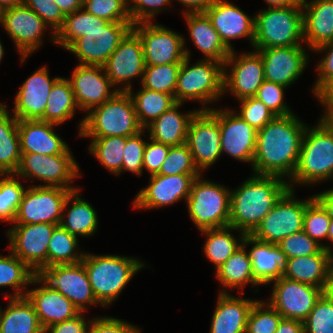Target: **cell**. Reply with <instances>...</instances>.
I'll list each match as a JSON object with an SVG mask.
<instances>
[{
	"instance_id": "2",
	"label": "cell",
	"mask_w": 333,
	"mask_h": 333,
	"mask_svg": "<svg viewBox=\"0 0 333 333\" xmlns=\"http://www.w3.org/2000/svg\"><path fill=\"white\" fill-rule=\"evenodd\" d=\"M306 127L293 113L276 116L258 130L252 162L255 174L290 179L298 163Z\"/></svg>"
},
{
	"instance_id": "17",
	"label": "cell",
	"mask_w": 333,
	"mask_h": 333,
	"mask_svg": "<svg viewBox=\"0 0 333 333\" xmlns=\"http://www.w3.org/2000/svg\"><path fill=\"white\" fill-rule=\"evenodd\" d=\"M272 282L269 304L286 319L304 321L324 293L321 288L283 276Z\"/></svg>"
},
{
	"instance_id": "21",
	"label": "cell",
	"mask_w": 333,
	"mask_h": 333,
	"mask_svg": "<svg viewBox=\"0 0 333 333\" xmlns=\"http://www.w3.org/2000/svg\"><path fill=\"white\" fill-rule=\"evenodd\" d=\"M201 174L150 175V183L136 195L134 208L153 209L177 203L189 197L191 186Z\"/></svg>"
},
{
	"instance_id": "25",
	"label": "cell",
	"mask_w": 333,
	"mask_h": 333,
	"mask_svg": "<svg viewBox=\"0 0 333 333\" xmlns=\"http://www.w3.org/2000/svg\"><path fill=\"white\" fill-rule=\"evenodd\" d=\"M60 77L50 79L48 69L42 67L35 71L21 85L16 94L13 116L19 120H41L54 83Z\"/></svg>"
},
{
	"instance_id": "28",
	"label": "cell",
	"mask_w": 333,
	"mask_h": 333,
	"mask_svg": "<svg viewBox=\"0 0 333 333\" xmlns=\"http://www.w3.org/2000/svg\"><path fill=\"white\" fill-rule=\"evenodd\" d=\"M332 252L322 248L318 253L287 260L283 277L313 285L324 292L332 286Z\"/></svg>"
},
{
	"instance_id": "59",
	"label": "cell",
	"mask_w": 333,
	"mask_h": 333,
	"mask_svg": "<svg viewBox=\"0 0 333 333\" xmlns=\"http://www.w3.org/2000/svg\"><path fill=\"white\" fill-rule=\"evenodd\" d=\"M150 143H146L143 157V168L150 172V175L157 174L167 158L170 146L155 142L150 139Z\"/></svg>"
},
{
	"instance_id": "56",
	"label": "cell",
	"mask_w": 333,
	"mask_h": 333,
	"mask_svg": "<svg viewBox=\"0 0 333 333\" xmlns=\"http://www.w3.org/2000/svg\"><path fill=\"white\" fill-rule=\"evenodd\" d=\"M141 134H143V131L136 135L126 137L122 171L124 169L137 175L143 173V157L147 142L143 141Z\"/></svg>"
},
{
	"instance_id": "3",
	"label": "cell",
	"mask_w": 333,
	"mask_h": 333,
	"mask_svg": "<svg viewBox=\"0 0 333 333\" xmlns=\"http://www.w3.org/2000/svg\"><path fill=\"white\" fill-rule=\"evenodd\" d=\"M284 178L257 175L231 190L229 226L241 234L251 235L276 202L292 186Z\"/></svg>"
},
{
	"instance_id": "51",
	"label": "cell",
	"mask_w": 333,
	"mask_h": 333,
	"mask_svg": "<svg viewBox=\"0 0 333 333\" xmlns=\"http://www.w3.org/2000/svg\"><path fill=\"white\" fill-rule=\"evenodd\" d=\"M157 174H201V172L194 164L190 149L186 144H183L170 147L167 158Z\"/></svg>"
},
{
	"instance_id": "53",
	"label": "cell",
	"mask_w": 333,
	"mask_h": 333,
	"mask_svg": "<svg viewBox=\"0 0 333 333\" xmlns=\"http://www.w3.org/2000/svg\"><path fill=\"white\" fill-rule=\"evenodd\" d=\"M285 88L283 85L264 80L254 97L262 101L276 116H288L293 112L283 102Z\"/></svg>"
},
{
	"instance_id": "48",
	"label": "cell",
	"mask_w": 333,
	"mask_h": 333,
	"mask_svg": "<svg viewBox=\"0 0 333 333\" xmlns=\"http://www.w3.org/2000/svg\"><path fill=\"white\" fill-rule=\"evenodd\" d=\"M282 318L269 303L256 300L249 312L245 333H275Z\"/></svg>"
},
{
	"instance_id": "36",
	"label": "cell",
	"mask_w": 333,
	"mask_h": 333,
	"mask_svg": "<svg viewBox=\"0 0 333 333\" xmlns=\"http://www.w3.org/2000/svg\"><path fill=\"white\" fill-rule=\"evenodd\" d=\"M0 333H44L35 308L26 296L11 298L1 316Z\"/></svg>"
},
{
	"instance_id": "32",
	"label": "cell",
	"mask_w": 333,
	"mask_h": 333,
	"mask_svg": "<svg viewBox=\"0 0 333 333\" xmlns=\"http://www.w3.org/2000/svg\"><path fill=\"white\" fill-rule=\"evenodd\" d=\"M302 9L303 37L308 48L314 50L333 41V0H312Z\"/></svg>"
},
{
	"instance_id": "39",
	"label": "cell",
	"mask_w": 333,
	"mask_h": 333,
	"mask_svg": "<svg viewBox=\"0 0 333 333\" xmlns=\"http://www.w3.org/2000/svg\"><path fill=\"white\" fill-rule=\"evenodd\" d=\"M127 92L132 98L138 121L144 128L177 103L170 94L143 87L135 95L132 88Z\"/></svg>"
},
{
	"instance_id": "37",
	"label": "cell",
	"mask_w": 333,
	"mask_h": 333,
	"mask_svg": "<svg viewBox=\"0 0 333 333\" xmlns=\"http://www.w3.org/2000/svg\"><path fill=\"white\" fill-rule=\"evenodd\" d=\"M246 244H242L218 269L216 277L225 288L244 287L247 283L259 285L255 280L252 263L246 250Z\"/></svg>"
},
{
	"instance_id": "73",
	"label": "cell",
	"mask_w": 333,
	"mask_h": 333,
	"mask_svg": "<svg viewBox=\"0 0 333 333\" xmlns=\"http://www.w3.org/2000/svg\"><path fill=\"white\" fill-rule=\"evenodd\" d=\"M1 316H2V309L0 307V327H1Z\"/></svg>"
},
{
	"instance_id": "46",
	"label": "cell",
	"mask_w": 333,
	"mask_h": 333,
	"mask_svg": "<svg viewBox=\"0 0 333 333\" xmlns=\"http://www.w3.org/2000/svg\"><path fill=\"white\" fill-rule=\"evenodd\" d=\"M304 333H333V293L324 292L303 321Z\"/></svg>"
},
{
	"instance_id": "68",
	"label": "cell",
	"mask_w": 333,
	"mask_h": 333,
	"mask_svg": "<svg viewBox=\"0 0 333 333\" xmlns=\"http://www.w3.org/2000/svg\"><path fill=\"white\" fill-rule=\"evenodd\" d=\"M21 4V0H0V11L3 12Z\"/></svg>"
},
{
	"instance_id": "69",
	"label": "cell",
	"mask_w": 333,
	"mask_h": 333,
	"mask_svg": "<svg viewBox=\"0 0 333 333\" xmlns=\"http://www.w3.org/2000/svg\"><path fill=\"white\" fill-rule=\"evenodd\" d=\"M321 119L333 131V110H326Z\"/></svg>"
},
{
	"instance_id": "74",
	"label": "cell",
	"mask_w": 333,
	"mask_h": 333,
	"mask_svg": "<svg viewBox=\"0 0 333 333\" xmlns=\"http://www.w3.org/2000/svg\"><path fill=\"white\" fill-rule=\"evenodd\" d=\"M330 291L333 293V276H332V286Z\"/></svg>"
},
{
	"instance_id": "7",
	"label": "cell",
	"mask_w": 333,
	"mask_h": 333,
	"mask_svg": "<svg viewBox=\"0 0 333 333\" xmlns=\"http://www.w3.org/2000/svg\"><path fill=\"white\" fill-rule=\"evenodd\" d=\"M254 50L272 47L303 46V9L288 5L282 9L263 10L256 14Z\"/></svg>"
},
{
	"instance_id": "70",
	"label": "cell",
	"mask_w": 333,
	"mask_h": 333,
	"mask_svg": "<svg viewBox=\"0 0 333 333\" xmlns=\"http://www.w3.org/2000/svg\"><path fill=\"white\" fill-rule=\"evenodd\" d=\"M288 5H295L303 8L307 3L306 0H285Z\"/></svg>"
},
{
	"instance_id": "52",
	"label": "cell",
	"mask_w": 333,
	"mask_h": 333,
	"mask_svg": "<svg viewBox=\"0 0 333 333\" xmlns=\"http://www.w3.org/2000/svg\"><path fill=\"white\" fill-rule=\"evenodd\" d=\"M239 101L241 103V109L237 115L257 131L264 128L276 117L262 101L254 96Z\"/></svg>"
},
{
	"instance_id": "58",
	"label": "cell",
	"mask_w": 333,
	"mask_h": 333,
	"mask_svg": "<svg viewBox=\"0 0 333 333\" xmlns=\"http://www.w3.org/2000/svg\"><path fill=\"white\" fill-rule=\"evenodd\" d=\"M139 328L113 317L95 318L90 321L89 333H140Z\"/></svg>"
},
{
	"instance_id": "23",
	"label": "cell",
	"mask_w": 333,
	"mask_h": 333,
	"mask_svg": "<svg viewBox=\"0 0 333 333\" xmlns=\"http://www.w3.org/2000/svg\"><path fill=\"white\" fill-rule=\"evenodd\" d=\"M262 57L265 80L290 86L304 71L308 57L303 46L257 50Z\"/></svg>"
},
{
	"instance_id": "12",
	"label": "cell",
	"mask_w": 333,
	"mask_h": 333,
	"mask_svg": "<svg viewBox=\"0 0 333 333\" xmlns=\"http://www.w3.org/2000/svg\"><path fill=\"white\" fill-rule=\"evenodd\" d=\"M78 167L68 148L63 154L58 155L22 154L15 174L32 180L36 178L46 183L39 186L77 190L78 188H73L70 184L74 178L80 176Z\"/></svg>"
},
{
	"instance_id": "44",
	"label": "cell",
	"mask_w": 333,
	"mask_h": 333,
	"mask_svg": "<svg viewBox=\"0 0 333 333\" xmlns=\"http://www.w3.org/2000/svg\"><path fill=\"white\" fill-rule=\"evenodd\" d=\"M89 151L114 174L122 172L123 152L126 145V137L112 136L104 138H91Z\"/></svg>"
},
{
	"instance_id": "64",
	"label": "cell",
	"mask_w": 333,
	"mask_h": 333,
	"mask_svg": "<svg viewBox=\"0 0 333 333\" xmlns=\"http://www.w3.org/2000/svg\"><path fill=\"white\" fill-rule=\"evenodd\" d=\"M182 3L187 11L183 13H204L214 2L215 0H178Z\"/></svg>"
},
{
	"instance_id": "8",
	"label": "cell",
	"mask_w": 333,
	"mask_h": 333,
	"mask_svg": "<svg viewBox=\"0 0 333 333\" xmlns=\"http://www.w3.org/2000/svg\"><path fill=\"white\" fill-rule=\"evenodd\" d=\"M190 56L181 63L175 90V101L182 103L187 100L201 101L203 104L216 101L224 94V64L204 59L189 66Z\"/></svg>"
},
{
	"instance_id": "9",
	"label": "cell",
	"mask_w": 333,
	"mask_h": 333,
	"mask_svg": "<svg viewBox=\"0 0 333 333\" xmlns=\"http://www.w3.org/2000/svg\"><path fill=\"white\" fill-rule=\"evenodd\" d=\"M231 191L211 181L201 180V175L192 183L187 208L190 219L200 231L229 226Z\"/></svg>"
},
{
	"instance_id": "71",
	"label": "cell",
	"mask_w": 333,
	"mask_h": 333,
	"mask_svg": "<svg viewBox=\"0 0 333 333\" xmlns=\"http://www.w3.org/2000/svg\"><path fill=\"white\" fill-rule=\"evenodd\" d=\"M327 239H329L333 243V218H331V220H330Z\"/></svg>"
},
{
	"instance_id": "1",
	"label": "cell",
	"mask_w": 333,
	"mask_h": 333,
	"mask_svg": "<svg viewBox=\"0 0 333 333\" xmlns=\"http://www.w3.org/2000/svg\"><path fill=\"white\" fill-rule=\"evenodd\" d=\"M132 26V22H108L81 8L66 15L55 44L74 53L80 65L103 66Z\"/></svg>"
},
{
	"instance_id": "34",
	"label": "cell",
	"mask_w": 333,
	"mask_h": 333,
	"mask_svg": "<svg viewBox=\"0 0 333 333\" xmlns=\"http://www.w3.org/2000/svg\"><path fill=\"white\" fill-rule=\"evenodd\" d=\"M190 37L205 59L224 62L231 50L221 41L210 19L205 13H185Z\"/></svg>"
},
{
	"instance_id": "42",
	"label": "cell",
	"mask_w": 333,
	"mask_h": 333,
	"mask_svg": "<svg viewBox=\"0 0 333 333\" xmlns=\"http://www.w3.org/2000/svg\"><path fill=\"white\" fill-rule=\"evenodd\" d=\"M77 237L61 225H57L47 248V267L53 265L77 264L83 260L84 252H76Z\"/></svg>"
},
{
	"instance_id": "65",
	"label": "cell",
	"mask_w": 333,
	"mask_h": 333,
	"mask_svg": "<svg viewBox=\"0 0 333 333\" xmlns=\"http://www.w3.org/2000/svg\"><path fill=\"white\" fill-rule=\"evenodd\" d=\"M314 198L327 211L330 218H333V188L314 195Z\"/></svg>"
},
{
	"instance_id": "33",
	"label": "cell",
	"mask_w": 333,
	"mask_h": 333,
	"mask_svg": "<svg viewBox=\"0 0 333 333\" xmlns=\"http://www.w3.org/2000/svg\"><path fill=\"white\" fill-rule=\"evenodd\" d=\"M181 105L177 102L144 128L149 130L150 139L170 147L186 144L190 122L199 109L183 115L178 111Z\"/></svg>"
},
{
	"instance_id": "22",
	"label": "cell",
	"mask_w": 333,
	"mask_h": 333,
	"mask_svg": "<svg viewBox=\"0 0 333 333\" xmlns=\"http://www.w3.org/2000/svg\"><path fill=\"white\" fill-rule=\"evenodd\" d=\"M103 72V74H102ZM69 79L72 85L75 102L80 110L90 111L111 99L117 92L103 66L77 65ZM111 91V92H110Z\"/></svg>"
},
{
	"instance_id": "43",
	"label": "cell",
	"mask_w": 333,
	"mask_h": 333,
	"mask_svg": "<svg viewBox=\"0 0 333 333\" xmlns=\"http://www.w3.org/2000/svg\"><path fill=\"white\" fill-rule=\"evenodd\" d=\"M30 268L13 253L8 256H0V287L11 286L14 294H6V298H18L26 296L25 285L32 284L31 280L36 275Z\"/></svg>"
},
{
	"instance_id": "15",
	"label": "cell",
	"mask_w": 333,
	"mask_h": 333,
	"mask_svg": "<svg viewBox=\"0 0 333 333\" xmlns=\"http://www.w3.org/2000/svg\"><path fill=\"white\" fill-rule=\"evenodd\" d=\"M56 226L49 223L14 224L7 232L11 253L38 274L47 268V248Z\"/></svg>"
},
{
	"instance_id": "14",
	"label": "cell",
	"mask_w": 333,
	"mask_h": 333,
	"mask_svg": "<svg viewBox=\"0 0 333 333\" xmlns=\"http://www.w3.org/2000/svg\"><path fill=\"white\" fill-rule=\"evenodd\" d=\"M132 30L141 39L145 65L182 63L190 56L185 37L167 27L151 21L133 24Z\"/></svg>"
},
{
	"instance_id": "24",
	"label": "cell",
	"mask_w": 333,
	"mask_h": 333,
	"mask_svg": "<svg viewBox=\"0 0 333 333\" xmlns=\"http://www.w3.org/2000/svg\"><path fill=\"white\" fill-rule=\"evenodd\" d=\"M221 152L252 164L256 149L257 130L233 110H219Z\"/></svg>"
},
{
	"instance_id": "27",
	"label": "cell",
	"mask_w": 333,
	"mask_h": 333,
	"mask_svg": "<svg viewBox=\"0 0 333 333\" xmlns=\"http://www.w3.org/2000/svg\"><path fill=\"white\" fill-rule=\"evenodd\" d=\"M31 283H43L42 287L27 290L26 293L43 329L72 319L81 312L69 299L47 285L37 274Z\"/></svg>"
},
{
	"instance_id": "62",
	"label": "cell",
	"mask_w": 333,
	"mask_h": 333,
	"mask_svg": "<svg viewBox=\"0 0 333 333\" xmlns=\"http://www.w3.org/2000/svg\"><path fill=\"white\" fill-rule=\"evenodd\" d=\"M275 333H304L303 321L282 318Z\"/></svg>"
},
{
	"instance_id": "45",
	"label": "cell",
	"mask_w": 333,
	"mask_h": 333,
	"mask_svg": "<svg viewBox=\"0 0 333 333\" xmlns=\"http://www.w3.org/2000/svg\"><path fill=\"white\" fill-rule=\"evenodd\" d=\"M181 63L146 65L142 87L148 90L170 94L175 98L178 73Z\"/></svg>"
},
{
	"instance_id": "50",
	"label": "cell",
	"mask_w": 333,
	"mask_h": 333,
	"mask_svg": "<svg viewBox=\"0 0 333 333\" xmlns=\"http://www.w3.org/2000/svg\"><path fill=\"white\" fill-rule=\"evenodd\" d=\"M128 0H83L82 8L108 22H132Z\"/></svg>"
},
{
	"instance_id": "6",
	"label": "cell",
	"mask_w": 333,
	"mask_h": 333,
	"mask_svg": "<svg viewBox=\"0 0 333 333\" xmlns=\"http://www.w3.org/2000/svg\"><path fill=\"white\" fill-rule=\"evenodd\" d=\"M333 178V131L320 119L316 127L307 126L291 184H314Z\"/></svg>"
},
{
	"instance_id": "10",
	"label": "cell",
	"mask_w": 333,
	"mask_h": 333,
	"mask_svg": "<svg viewBox=\"0 0 333 333\" xmlns=\"http://www.w3.org/2000/svg\"><path fill=\"white\" fill-rule=\"evenodd\" d=\"M73 200L74 190L62 187L31 186L23 195L13 223L60 225L64 210Z\"/></svg>"
},
{
	"instance_id": "54",
	"label": "cell",
	"mask_w": 333,
	"mask_h": 333,
	"mask_svg": "<svg viewBox=\"0 0 333 333\" xmlns=\"http://www.w3.org/2000/svg\"><path fill=\"white\" fill-rule=\"evenodd\" d=\"M278 245L287 259L316 254L323 248L303 230L285 237Z\"/></svg>"
},
{
	"instance_id": "13",
	"label": "cell",
	"mask_w": 333,
	"mask_h": 333,
	"mask_svg": "<svg viewBox=\"0 0 333 333\" xmlns=\"http://www.w3.org/2000/svg\"><path fill=\"white\" fill-rule=\"evenodd\" d=\"M186 145L200 172L209 168L222 154L219 110L204 106L192 118Z\"/></svg>"
},
{
	"instance_id": "5",
	"label": "cell",
	"mask_w": 333,
	"mask_h": 333,
	"mask_svg": "<svg viewBox=\"0 0 333 333\" xmlns=\"http://www.w3.org/2000/svg\"><path fill=\"white\" fill-rule=\"evenodd\" d=\"M96 300L102 307L112 304L131 278L144 267L134 257L84 254L81 261Z\"/></svg>"
},
{
	"instance_id": "11",
	"label": "cell",
	"mask_w": 333,
	"mask_h": 333,
	"mask_svg": "<svg viewBox=\"0 0 333 333\" xmlns=\"http://www.w3.org/2000/svg\"><path fill=\"white\" fill-rule=\"evenodd\" d=\"M295 189H288L251 234L255 239L278 244L285 237L303 230L306 207L315 199L299 201Z\"/></svg>"
},
{
	"instance_id": "18",
	"label": "cell",
	"mask_w": 333,
	"mask_h": 333,
	"mask_svg": "<svg viewBox=\"0 0 333 333\" xmlns=\"http://www.w3.org/2000/svg\"><path fill=\"white\" fill-rule=\"evenodd\" d=\"M236 54L234 50L231 51L224 62V67L230 65L232 70L228 74L224 68L223 90L224 93L227 90L231 91L238 100H241L255 96L265 76L262 57L257 50L253 53H242L241 56Z\"/></svg>"
},
{
	"instance_id": "49",
	"label": "cell",
	"mask_w": 333,
	"mask_h": 333,
	"mask_svg": "<svg viewBox=\"0 0 333 333\" xmlns=\"http://www.w3.org/2000/svg\"><path fill=\"white\" fill-rule=\"evenodd\" d=\"M331 218L323 206L314 199L305 209L303 231L323 248L333 253L330 246L322 245L321 240L327 238ZM321 239V240H320Z\"/></svg>"
},
{
	"instance_id": "47",
	"label": "cell",
	"mask_w": 333,
	"mask_h": 333,
	"mask_svg": "<svg viewBox=\"0 0 333 333\" xmlns=\"http://www.w3.org/2000/svg\"><path fill=\"white\" fill-rule=\"evenodd\" d=\"M14 174L0 179V220L14 222L25 188Z\"/></svg>"
},
{
	"instance_id": "35",
	"label": "cell",
	"mask_w": 333,
	"mask_h": 333,
	"mask_svg": "<svg viewBox=\"0 0 333 333\" xmlns=\"http://www.w3.org/2000/svg\"><path fill=\"white\" fill-rule=\"evenodd\" d=\"M18 120L0 103V176L14 174L21 160Z\"/></svg>"
},
{
	"instance_id": "40",
	"label": "cell",
	"mask_w": 333,
	"mask_h": 333,
	"mask_svg": "<svg viewBox=\"0 0 333 333\" xmlns=\"http://www.w3.org/2000/svg\"><path fill=\"white\" fill-rule=\"evenodd\" d=\"M74 199L68 213L62 214L60 225L76 237L94 235L98 226L96 210L79 197V189L74 190Z\"/></svg>"
},
{
	"instance_id": "20",
	"label": "cell",
	"mask_w": 333,
	"mask_h": 333,
	"mask_svg": "<svg viewBox=\"0 0 333 333\" xmlns=\"http://www.w3.org/2000/svg\"><path fill=\"white\" fill-rule=\"evenodd\" d=\"M145 66L141 39L131 30L113 51L103 68L113 86L125 83L126 85L121 86L118 91L127 92L132 88V78L141 76L142 81Z\"/></svg>"
},
{
	"instance_id": "30",
	"label": "cell",
	"mask_w": 333,
	"mask_h": 333,
	"mask_svg": "<svg viewBox=\"0 0 333 333\" xmlns=\"http://www.w3.org/2000/svg\"><path fill=\"white\" fill-rule=\"evenodd\" d=\"M56 124L41 120H19L18 132L21 153L44 155L63 154L69 147L58 134L53 131Z\"/></svg>"
},
{
	"instance_id": "38",
	"label": "cell",
	"mask_w": 333,
	"mask_h": 333,
	"mask_svg": "<svg viewBox=\"0 0 333 333\" xmlns=\"http://www.w3.org/2000/svg\"><path fill=\"white\" fill-rule=\"evenodd\" d=\"M78 108L69 79L60 77L53 85L43 114V121L60 125L74 116Z\"/></svg>"
},
{
	"instance_id": "31",
	"label": "cell",
	"mask_w": 333,
	"mask_h": 333,
	"mask_svg": "<svg viewBox=\"0 0 333 333\" xmlns=\"http://www.w3.org/2000/svg\"><path fill=\"white\" fill-rule=\"evenodd\" d=\"M255 301L221 291L211 320L210 333H245L247 318Z\"/></svg>"
},
{
	"instance_id": "29",
	"label": "cell",
	"mask_w": 333,
	"mask_h": 333,
	"mask_svg": "<svg viewBox=\"0 0 333 333\" xmlns=\"http://www.w3.org/2000/svg\"><path fill=\"white\" fill-rule=\"evenodd\" d=\"M242 244L253 245L247 254L259 284H270L283 276L288 259L278 244L263 242L251 235H245Z\"/></svg>"
},
{
	"instance_id": "72",
	"label": "cell",
	"mask_w": 333,
	"mask_h": 333,
	"mask_svg": "<svg viewBox=\"0 0 333 333\" xmlns=\"http://www.w3.org/2000/svg\"><path fill=\"white\" fill-rule=\"evenodd\" d=\"M3 53H4V48H3L2 44H1V41H0V61L2 60Z\"/></svg>"
},
{
	"instance_id": "41",
	"label": "cell",
	"mask_w": 333,
	"mask_h": 333,
	"mask_svg": "<svg viewBox=\"0 0 333 333\" xmlns=\"http://www.w3.org/2000/svg\"><path fill=\"white\" fill-rule=\"evenodd\" d=\"M231 230L233 231L236 229L227 226L202 231L203 234L207 235V240L203 247L204 253L207 259L214 263L216 269H218L240 246H242L245 234H240V239H237L232 233H230Z\"/></svg>"
},
{
	"instance_id": "60",
	"label": "cell",
	"mask_w": 333,
	"mask_h": 333,
	"mask_svg": "<svg viewBox=\"0 0 333 333\" xmlns=\"http://www.w3.org/2000/svg\"><path fill=\"white\" fill-rule=\"evenodd\" d=\"M327 50V54L318 63L316 69L319 71L318 79L315 82L313 92L316 94L328 81L333 80V41L320 45L313 51L323 52Z\"/></svg>"
},
{
	"instance_id": "61",
	"label": "cell",
	"mask_w": 333,
	"mask_h": 333,
	"mask_svg": "<svg viewBox=\"0 0 333 333\" xmlns=\"http://www.w3.org/2000/svg\"><path fill=\"white\" fill-rule=\"evenodd\" d=\"M80 312L72 319L56 323L44 329V333H89V325Z\"/></svg>"
},
{
	"instance_id": "4",
	"label": "cell",
	"mask_w": 333,
	"mask_h": 333,
	"mask_svg": "<svg viewBox=\"0 0 333 333\" xmlns=\"http://www.w3.org/2000/svg\"><path fill=\"white\" fill-rule=\"evenodd\" d=\"M79 136L104 138L130 137L142 131L130 94L118 91L102 105L91 109L79 124Z\"/></svg>"
},
{
	"instance_id": "26",
	"label": "cell",
	"mask_w": 333,
	"mask_h": 333,
	"mask_svg": "<svg viewBox=\"0 0 333 333\" xmlns=\"http://www.w3.org/2000/svg\"><path fill=\"white\" fill-rule=\"evenodd\" d=\"M204 13L229 50H234L230 40L241 37H247L253 46L255 17H249L227 0H215Z\"/></svg>"
},
{
	"instance_id": "66",
	"label": "cell",
	"mask_w": 333,
	"mask_h": 333,
	"mask_svg": "<svg viewBox=\"0 0 333 333\" xmlns=\"http://www.w3.org/2000/svg\"><path fill=\"white\" fill-rule=\"evenodd\" d=\"M58 4L63 14L69 15L82 8L83 0H54Z\"/></svg>"
},
{
	"instance_id": "63",
	"label": "cell",
	"mask_w": 333,
	"mask_h": 333,
	"mask_svg": "<svg viewBox=\"0 0 333 333\" xmlns=\"http://www.w3.org/2000/svg\"><path fill=\"white\" fill-rule=\"evenodd\" d=\"M315 95L325 110H333V80L328 81Z\"/></svg>"
},
{
	"instance_id": "57",
	"label": "cell",
	"mask_w": 333,
	"mask_h": 333,
	"mask_svg": "<svg viewBox=\"0 0 333 333\" xmlns=\"http://www.w3.org/2000/svg\"><path fill=\"white\" fill-rule=\"evenodd\" d=\"M130 2L133 4L128 7L129 16L132 24H136L151 22L154 15L164 11L162 7L171 3V0H128V3Z\"/></svg>"
},
{
	"instance_id": "67",
	"label": "cell",
	"mask_w": 333,
	"mask_h": 333,
	"mask_svg": "<svg viewBox=\"0 0 333 333\" xmlns=\"http://www.w3.org/2000/svg\"><path fill=\"white\" fill-rule=\"evenodd\" d=\"M269 7L265 10L282 9L288 6L285 0H265Z\"/></svg>"
},
{
	"instance_id": "19",
	"label": "cell",
	"mask_w": 333,
	"mask_h": 333,
	"mask_svg": "<svg viewBox=\"0 0 333 333\" xmlns=\"http://www.w3.org/2000/svg\"><path fill=\"white\" fill-rule=\"evenodd\" d=\"M1 24L21 53L22 63L43 44L42 36L48 26L37 13L22 3L1 12Z\"/></svg>"
},
{
	"instance_id": "55",
	"label": "cell",
	"mask_w": 333,
	"mask_h": 333,
	"mask_svg": "<svg viewBox=\"0 0 333 333\" xmlns=\"http://www.w3.org/2000/svg\"><path fill=\"white\" fill-rule=\"evenodd\" d=\"M21 3L31 8L48 26H51V30L54 31L51 40L55 43V34L62 27L66 17L58 4L54 3V0H21Z\"/></svg>"
},
{
	"instance_id": "16",
	"label": "cell",
	"mask_w": 333,
	"mask_h": 333,
	"mask_svg": "<svg viewBox=\"0 0 333 333\" xmlns=\"http://www.w3.org/2000/svg\"><path fill=\"white\" fill-rule=\"evenodd\" d=\"M47 285L69 299L81 312L87 304H100L92 291L89 276L82 262L53 265L37 274Z\"/></svg>"
}]
</instances>
